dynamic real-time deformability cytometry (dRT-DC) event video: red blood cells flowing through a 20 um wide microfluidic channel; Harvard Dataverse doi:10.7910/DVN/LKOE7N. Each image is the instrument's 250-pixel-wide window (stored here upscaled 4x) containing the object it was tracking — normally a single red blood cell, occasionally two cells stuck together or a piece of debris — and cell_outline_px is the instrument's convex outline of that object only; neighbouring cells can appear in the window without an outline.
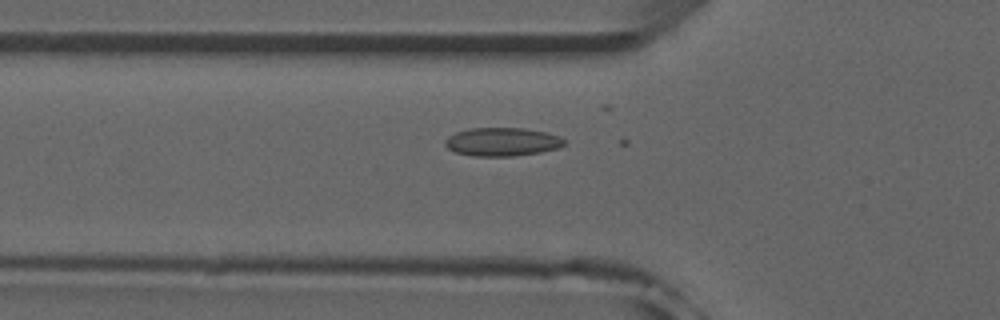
{"species": "common noctule bat (a hibernating species)", "species_latin": "Nyctalus noctula", "temperature_condition": "room temperature", "stored_images_in_passage": 30, "camera_frame_rate_fps": 3000, "um_per_image_px": 0.085, "animal": {"sex": "male", "forearm_length_mm": 52.5}, "frame": {"image": 1, "passage_image": 6, "time_ms": 1.667, "image_size_px": [1000, 320], "cell_outline_px": [[564, 144], [556, 148], [540, 152], [512, 156], [472, 156], [456, 152], [448, 148], [444, 144], [444, 140], [448, 136], [456, 132], [468, 128], [524, 128], [548, 132], [560, 136], [564, 140]], "centroid_in_image_um": [42.66, 12.04], "position_along_channel_um": 83.1, "area_um2": 19.77}}